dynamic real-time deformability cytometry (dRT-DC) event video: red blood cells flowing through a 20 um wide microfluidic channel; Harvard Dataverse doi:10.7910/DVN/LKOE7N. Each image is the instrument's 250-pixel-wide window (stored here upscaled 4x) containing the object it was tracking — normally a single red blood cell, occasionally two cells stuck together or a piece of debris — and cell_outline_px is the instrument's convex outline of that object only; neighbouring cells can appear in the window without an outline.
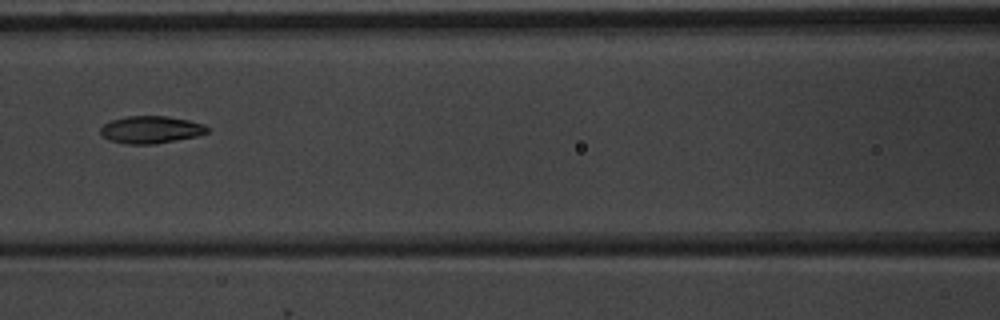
{"species": "common noctule bat (a hibernating species)", "species_latin": "Nyctalus noctula", "temperature_condition": "warm", "stored_images_in_passage": 8, "camera_frame_rate_fps": 3000, "um_per_image_px": 0.085, "animal": {"sex": "male", "body_mass_g": 20.1, "forearm_length_mm": 53.5}, "frame": {"image": 1, "passage_image": 5, "time_ms": 5.333, "image_size_px": [1000, 320], "cell_outline_px": [[208, 132], [196, 136], [156, 144], [128, 144], [108, 140], [100, 132], [100, 128], [104, 124], [112, 120], [124, 116], [168, 116], [188, 120], [204, 124], [208, 128]], "centroid_in_image_um": [12.81, 11.02], "position_along_channel_um": 153.8, "area_um2": 16.99}}
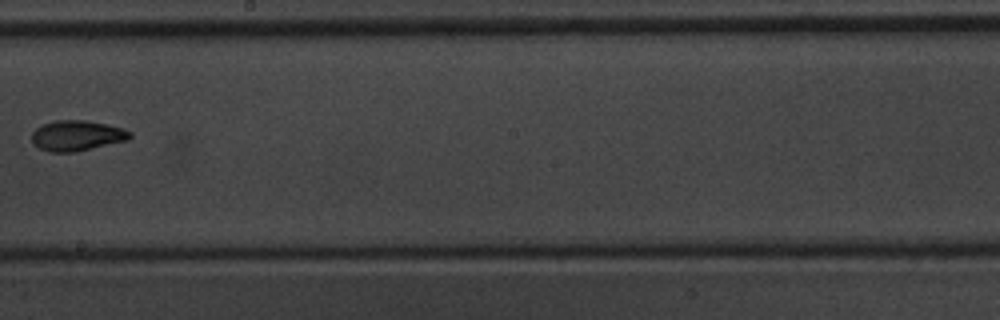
{"frame": {"image": 2, "passage_image": 7, "time_ms": 7.667, "image_size_px": [1000, 320], "cell_outline_px": [[132, 136], [128, 140], [72, 152], [52, 152], [40, 148], [32, 140], [32, 132], [36, 128], [44, 124], [56, 120], [84, 120], [124, 128], [132, 132]], "centroid_in_image_um": [6.56, 11.52], "position_along_channel_um": 241.6, "area_um2": 17.11}}
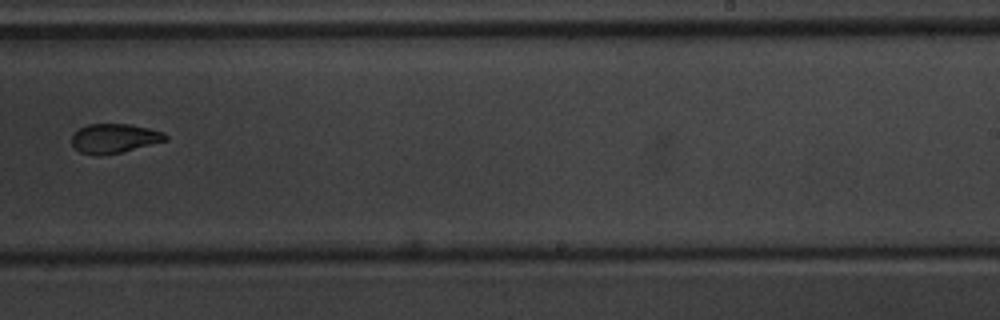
{"frame": {"image": 3, "passage_image": 8, "time_ms": 8.667, "image_size_px": [1000, 320], "cell_outline_px": [[168, 140], [120, 152], [100, 156], [96, 156], [80, 152], [72, 144], [72, 136], [80, 128], [88, 124], [128, 124], [148, 128], [164, 132], [168, 136]], "centroid_in_image_um": [9.72, 11.76], "position_along_channel_um": 279.3, "area_um2": 15.9}}